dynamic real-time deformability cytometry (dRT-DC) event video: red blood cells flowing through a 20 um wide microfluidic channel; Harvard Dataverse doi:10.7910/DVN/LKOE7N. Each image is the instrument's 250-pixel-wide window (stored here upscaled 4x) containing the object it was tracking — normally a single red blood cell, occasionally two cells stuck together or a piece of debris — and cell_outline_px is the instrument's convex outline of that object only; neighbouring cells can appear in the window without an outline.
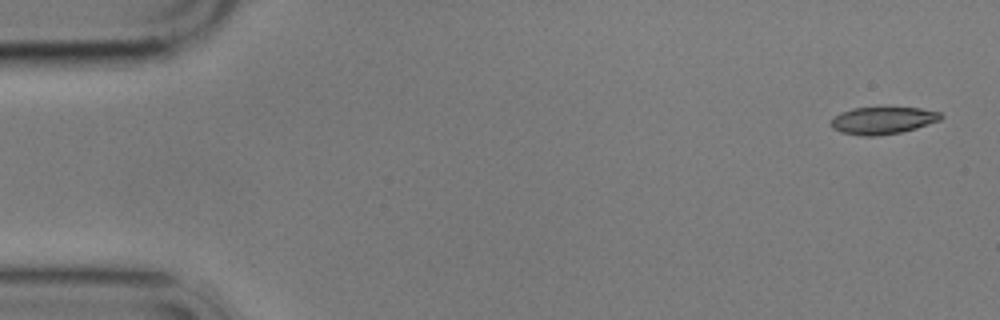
{"species": "common noctule bat (a hibernating species)", "species_latin": "Nyctalus noctula", "temperature_condition": "cold", "stored_images_in_passage": 5, "segment_of_instrument_passage": [1, 2], "camera_frame_rate_fps": 3000, "um_per_image_px": 0.085, "animal": {"sex": "male", "body_mass_g": 17.9}, "frame": {"image": 1, "passage_image": 1, "time_ms": 0.0, "image_size_px": [1000, 320], "cell_outline_px": [[944, 116], [940, 120], [916, 128], [900, 132], [876, 136], [860, 136], [840, 132], [832, 128], [828, 124], [840, 112], [852, 108], [920, 108], [940, 112]], "centroid_in_image_um": [75.01, 10.24], "position_along_channel_um": 10.0, "area_um2": 17.4}}
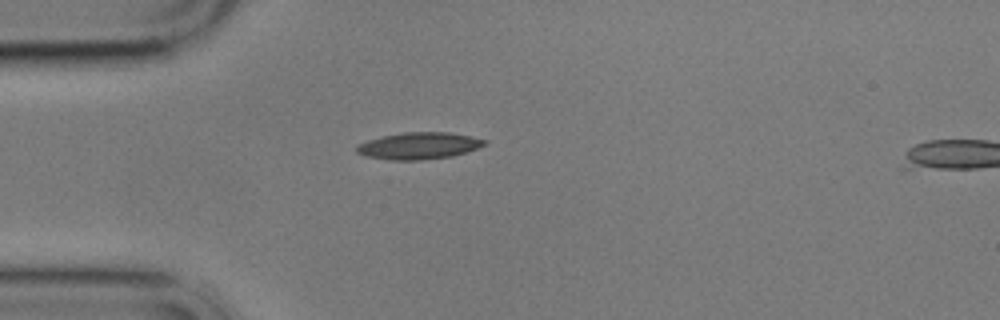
{"frame": {"image": 2, "passage_image": 4, "time_ms": 4.333, "image_size_px": [1000, 320], "cell_outline_px": [[488, 144], [452, 156], [420, 160], [392, 160], [364, 156], [356, 152], [356, 148], [360, 144], [368, 140], [384, 136], [404, 132], [448, 132], [472, 136], [488, 140]], "centroid_in_image_um": [35.63, 12.39], "position_along_channel_um": 49.4, "area_um2": 19.88}}